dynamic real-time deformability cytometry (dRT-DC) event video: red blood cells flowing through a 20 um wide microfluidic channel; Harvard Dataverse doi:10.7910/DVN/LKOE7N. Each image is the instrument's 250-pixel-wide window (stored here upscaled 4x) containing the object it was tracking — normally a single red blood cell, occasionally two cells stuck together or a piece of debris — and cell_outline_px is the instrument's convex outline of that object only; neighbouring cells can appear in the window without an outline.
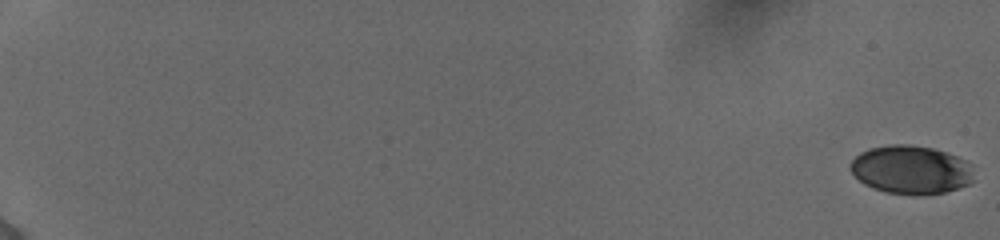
{"species": "human", "species_latin": "Homo sapiens", "temperature_condition": "cold", "stored_images_in_passage": 57, "camera_frame_rate_fps": 3000, "um_per_image_px": 0.085, "donor": {"sex": "female"}, "frame": {"image": 1, "passage_image": 1, "time_ms": 0.0, "image_size_px": [1000, 240], "cell_outline_px": [[976, 180], [968, 184], [944, 192], [924, 196], [912, 196], [884, 192], [872, 188], [864, 184], [852, 172], [852, 160], [860, 152], [868, 148], [892, 144], [908, 144], [932, 148], [956, 156], [972, 164]], "centroid_in_image_um": [77.47, 14.45], "position_along_channel_um": 7.5, "area_um2": 35.26}}
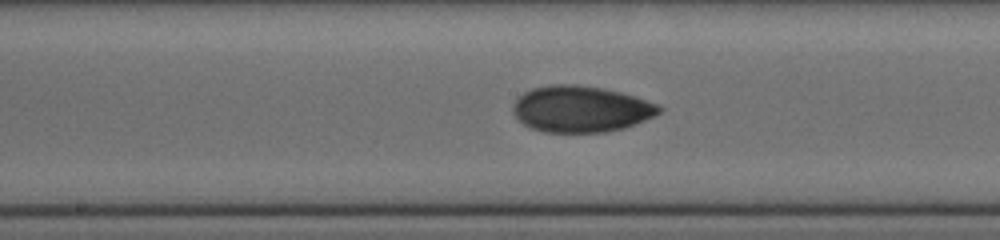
{"frame": {"image": 2, "passage_image": 34, "time_ms": 11.0, "image_size_px": [1000, 240], "cell_outline_px": [[664, 108], [656, 116], [636, 124], [624, 128], [608, 132], [544, 132], [532, 128], [524, 124], [512, 112], [512, 104], [524, 92], [532, 88], [552, 84], [576, 84], [604, 88], [636, 96], [656, 104]], "centroid_in_image_um": [49.4, 9.26], "position_along_channel_um": 198.8, "area_um2": 39.65}}
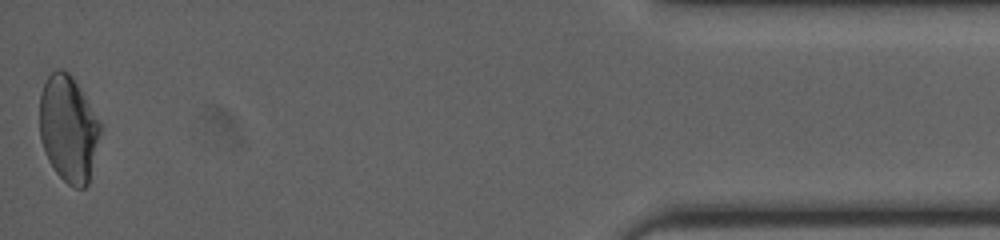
{"frame": {"image": 3, "passage_image": 57, "time_ms": 18.667, "image_size_px": [1000, 240], "cell_outline_px": [[100, 132], [88, 184], [84, 188], [76, 188], [68, 184], [56, 172], [48, 160], [44, 152], [40, 140], [40, 96], [44, 84], [48, 76], [52, 72], [60, 68], [68, 72], [72, 76], [84, 96], [100, 124]], "centroid_in_image_um": [5.78, 10.95], "position_along_channel_um": 429.4, "area_um2": 36.99}, "authors_computed_cell_mechanics": {"area_um2": 37.0498, "velocity_mm_per_s": 3.8746, "shape_relaxation_time_tau1_ms": 9.5855, "shape_relaxation_time_tau2_ms": 2.7616, "deformation_change_tau1": 0.1962, "deformation_change_tau2": 0.0528}}